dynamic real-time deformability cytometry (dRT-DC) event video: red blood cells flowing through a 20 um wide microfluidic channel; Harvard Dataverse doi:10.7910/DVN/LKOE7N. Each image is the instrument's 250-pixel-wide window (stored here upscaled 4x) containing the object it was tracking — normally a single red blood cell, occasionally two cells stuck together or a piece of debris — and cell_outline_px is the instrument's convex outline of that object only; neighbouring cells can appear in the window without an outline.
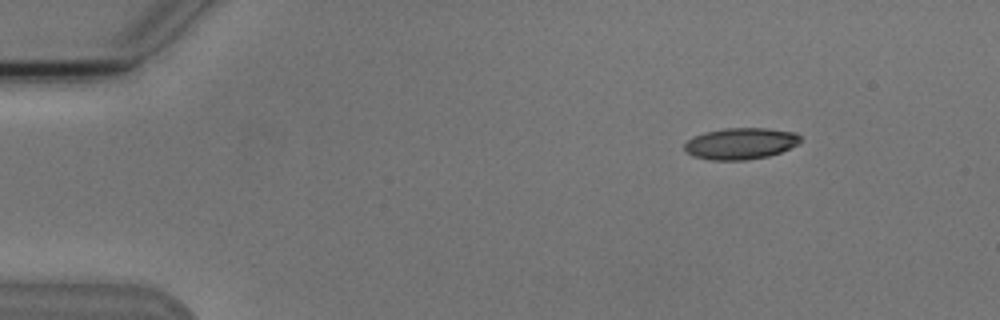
{"species": "Egyptian fruit bat (a non-hibernating species)", "species_latin": "Rousettus aegyptiacus", "temperature_condition": "cold", "stored_images_in_passage": 7, "camera_frame_rate_fps": 3000, "um_per_image_px": 0.085, "animal": {"sex": "male"}, "frame": {"image": 1, "passage_image": 1, "time_ms": 0.0, "image_size_px": [1000, 320], "cell_outline_px": [[800, 140], [796, 144], [780, 152], [768, 156], [744, 160], [708, 160], [692, 156], [684, 148], [684, 144], [692, 136], [704, 132], [724, 128], [764, 128], [796, 132], [800, 136]], "centroid_in_image_um": [62.9, 12.2], "position_along_channel_um": 22.1, "area_um2": 21.21}}
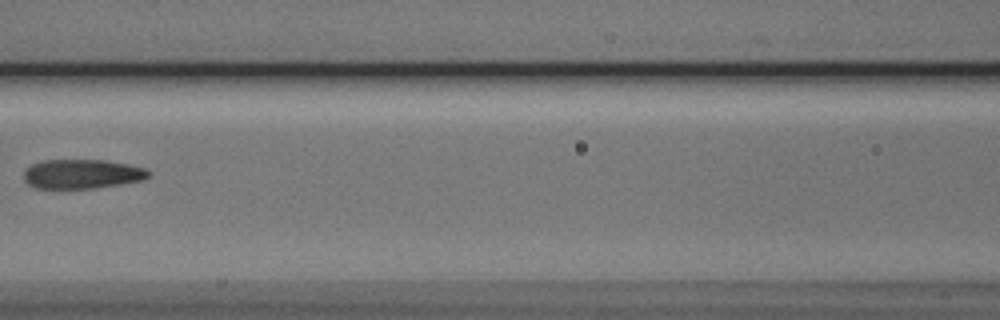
{"frame": {"image": 2, "passage_image": 6, "time_ms": 6.0, "image_size_px": [1000, 320], "cell_outline_px": [[152, 176], [144, 180], [96, 188], [36, 188], [28, 184], [24, 180], [24, 168], [32, 164], [44, 160], [104, 160], [128, 164], [144, 168], [152, 172]], "centroid_in_image_um": [6.99, 14.79], "position_along_channel_um": 159.6, "area_um2": 21.5}}
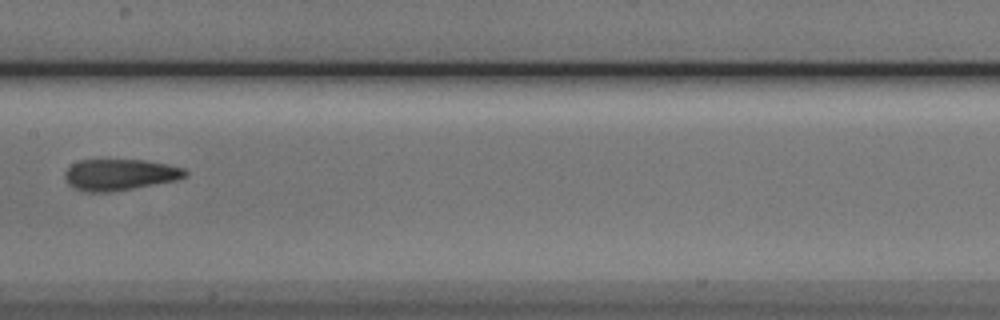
{"frame": {"image": 3, "passage_image": 7, "time_ms": 7.0, "image_size_px": [1000, 320], "cell_outline_px": [[188, 176], [176, 180], [132, 188], [108, 192], [84, 192], [68, 184], [64, 176], [64, 172], [72, 164], [80, 160], [144, 160], [168, 164], [184, 168], [188, 172]], "centroid_in_image_um": [10.19, 14.84], "position_along_channel_um": 197.2, "area_um2": 21.85}}